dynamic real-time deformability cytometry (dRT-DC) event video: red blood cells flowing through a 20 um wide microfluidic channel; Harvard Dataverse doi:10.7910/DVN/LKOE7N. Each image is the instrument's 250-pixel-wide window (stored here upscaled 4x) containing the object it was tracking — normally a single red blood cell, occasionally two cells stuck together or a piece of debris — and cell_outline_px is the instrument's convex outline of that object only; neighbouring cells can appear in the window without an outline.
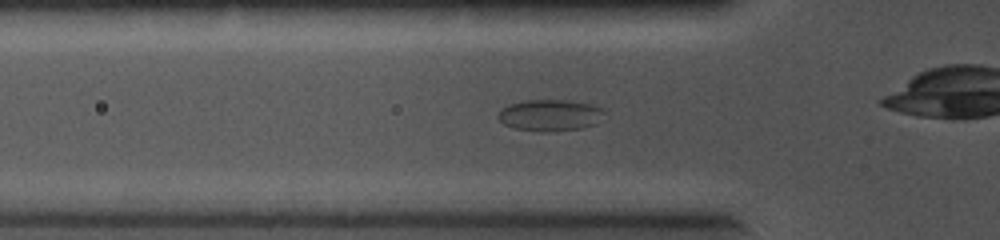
{"species": "common noctule bat (a hibernating species)", "species_latin": "Nyctalus noctula", "temperature_condition": "cold", "stored_images_in_passage": 44, "camera_frame_rate_fps": 5000, "um_per_image_px": 0.085, "animal": {"sex": "female", "body_mass_g": 19.0, "forearm_length_mm": 56.7}, "frame": {"image": 1, "passage_image": 6, "time_ms": 1.0, "image_size_px": [1000, 240], "cell_outline_px": [[604, 112], [596, 124], [580, 128], [548, 132], [544, 132], [516, 128], [504, 124], [496, 116], [500, 108], [508, 104], [524, 100], [568, 100], [592, 104], [604, 108]], "centroid_in_image_um": [46.73, 9.78], "position_along_channel_um": 79.1, "area_um2": 19.59}}
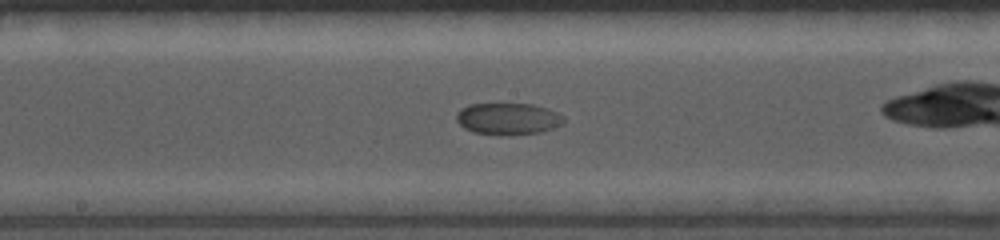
{"frame": {"image": 2, "passage_image": 19, "time_ms": 3.6, "image_size_px": [1000, 240], "cell_outline_px": [[564, 124], [540, 132], [508, 136], [500, 136], [472, 132], [464, 128], [456, 120], [456, 112], [460, 108], [468, 104], [532, 104], [548, 108], [564, 116]], "centroid_in_image_um": [43.16, 10.11], "position_along_channel_um": 205.0, "area_um2": 20.23}}
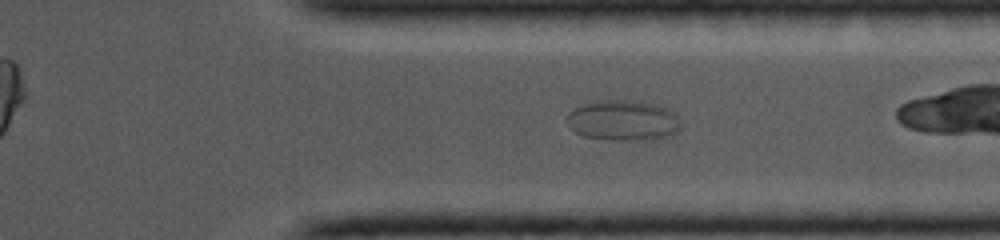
{"frame": {"image": 3, "passage_image": 36, "time_ms": 7.0, "image_size_px": [1000, 240], "cell_outline_px": [[680, 128], [672, 136], [624, 140], [608, 140], [584, 136], [576, 132], [568, 124], [568, 112], [576, 108], [588, 104], [608, 100], [632, 100], [656, 104], [668, 108], [672, 112], [680, 124]], "centroid_in_image_um": [52.98, 10.24], "position_along_channel_um": 358.4, "area_um2": 26.24}}